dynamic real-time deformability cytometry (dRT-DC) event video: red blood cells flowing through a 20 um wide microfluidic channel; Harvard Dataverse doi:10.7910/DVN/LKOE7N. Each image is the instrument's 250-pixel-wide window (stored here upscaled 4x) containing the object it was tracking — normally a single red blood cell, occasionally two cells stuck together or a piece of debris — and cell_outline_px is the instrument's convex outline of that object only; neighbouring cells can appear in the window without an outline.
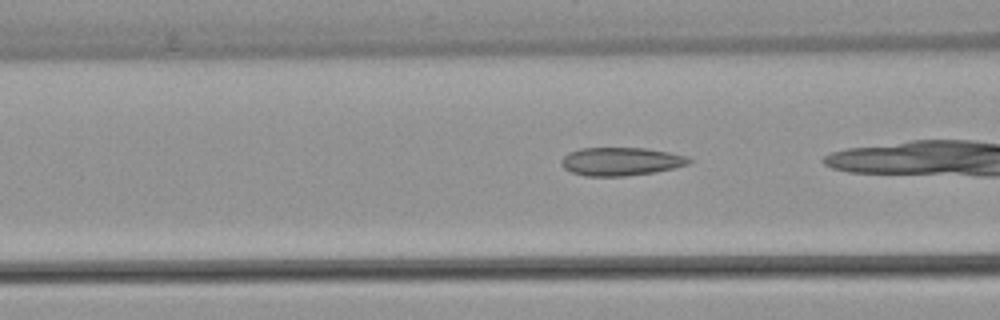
{"species": "common noctule bat (a hibernating species)", "species_latin": "Nyctalus noctula", "temperature_condition": "warm", "stored_images_in_passage": 38, "camera_frame_rate_fps": 3000, "um_per_image_px": 0.085, "animal": {"sex": "female", "body_mass_g": 22.7, "forearm_length_mm": 54.2}, "frame": {"image": 1, "passage_image": 17, "time_ms": 5.333, "image_size_px": [1000, 320], "cell_outline_px": [[692, 160], [688, 164], [676, 168], [656, 172], [624, 176], [584, 176], [572, 172], [564, 168], [560, 164], [560, 160], [568, 152], [580, 148], [644, 148], [668, 152], [688, 156]], "centroid_in_image_um": [52.77, 13.72], "position_along_channel_um": 113.8, "area_um2": 21.15}}
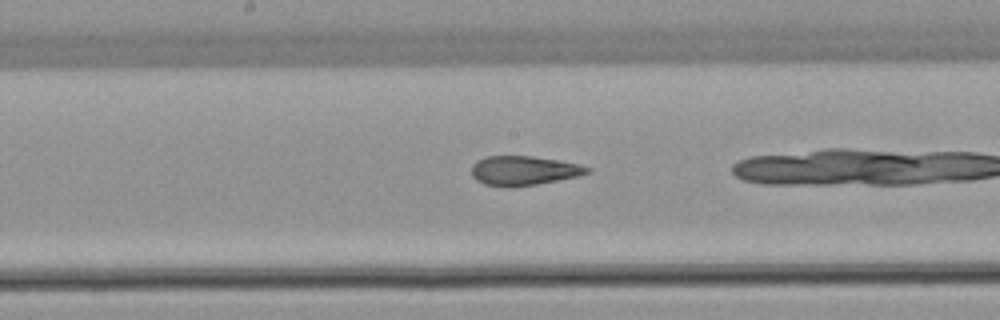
{"frame": {"image": 2, "passage_image": 24, "time_ms": 7.667, "image_size_px": [1000, 320], "cell_outline_px": [[592, 172], [576, 176], [536, 184], [508, 188], [484, 184], [476, 180], [472, 176], [472, 164], [476, 160], [484, 156], [532, 156], [560, 160], [580, 164], [592, 168]], "centroid_in_image_um": [44.5, 14.49], "position_along_channel_um": 203.7, "area_um2": 20.0}}